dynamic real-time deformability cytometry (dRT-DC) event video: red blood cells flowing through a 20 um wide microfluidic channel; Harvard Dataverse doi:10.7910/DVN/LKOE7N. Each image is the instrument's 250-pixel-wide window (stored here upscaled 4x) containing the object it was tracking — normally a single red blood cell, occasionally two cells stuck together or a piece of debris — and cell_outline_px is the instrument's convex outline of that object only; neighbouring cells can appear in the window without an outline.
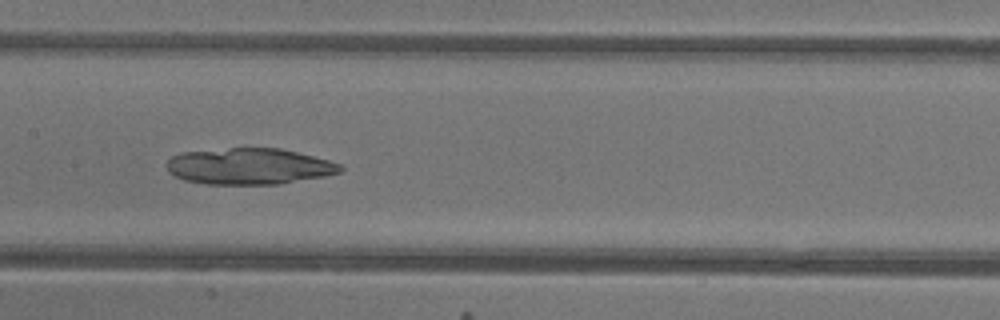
{"species": "common noctule bat (a hibernating species)", "species_latin": "Nyctalus noctula", "temperature_condition": "warm", "stored_images_in_passage": 49, "camera_frame_rate_fps": 3000, "um_per_image_px": 0.085, "animal": {"sex": "female"}, "frame": {"image": 1, "passage_image": 25, "time_ms": 8.0, "image_size_px": [1000, 320], "cell_outline_px": [[344, 168], [340, 172], [324, 176], [276, 184], [204, 184], [184, 180], [168, 172], [164, 164], [172, 156], [184, 152], [232, 148], [280, 148], [328, 160], [340, 164]], "centroid_in_image_um": [21.13, 14.14], "position_along_channel_um": 186.3, "area_um2": 36.47}}
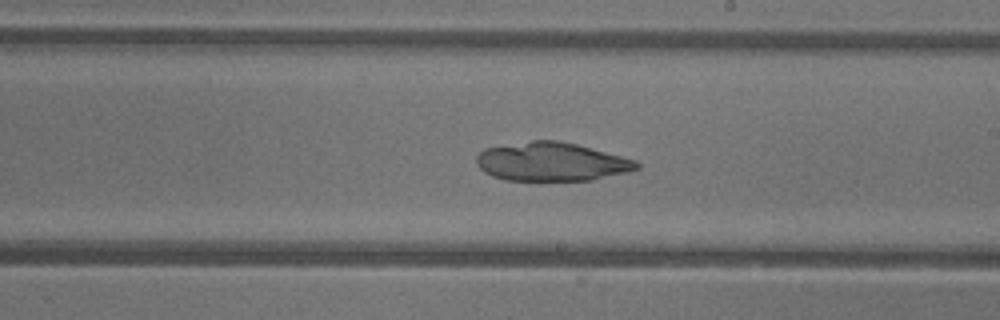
{"frame": {"image": 2, "passage_image": 29, "time_ms": 9.333, "image_size_px": [1000, 320], "cell_outline_px": [[640, 168], [628, 172], [592, 180], [504, 180], [492, 176], [484, 172], [476, 164], [476, 156], [484, 148], [532, 140], [556, 140], [576, 144], [636, 160], [640, 164]], "centroid_in_image_um": [46.86, 13.75], "position_along_channel_um": 242.1, "area_um2": 36.07}}
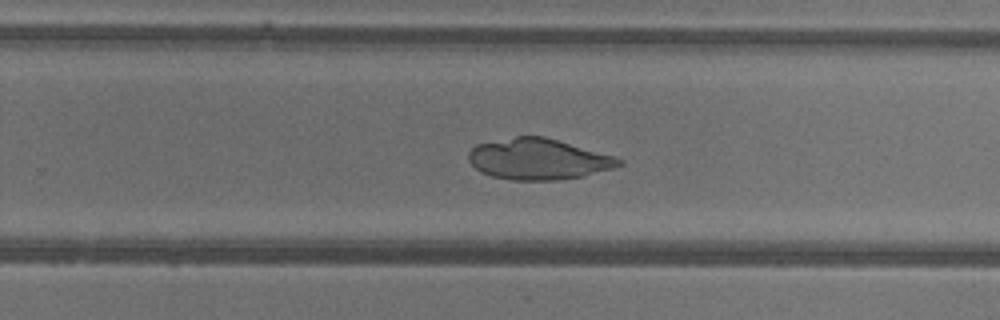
{"frame": {"image": 3, "passage_image": 32, "time_ms": 10.333, "image_size_px": [1000, 320], "cell_outline_px": [[624, 164], [612, 168], [580, 176], [556, 180], [512, 180], [492, 176], [480, 172], [468, 160], [468, 152], [476, 144], [516, 136], [544, 136], [616, 156], [624, 160]], "centroid_in_image_um": [45.75, 13.51], "position_along_channel_um": 284.0, "area_um2": 35.84}}